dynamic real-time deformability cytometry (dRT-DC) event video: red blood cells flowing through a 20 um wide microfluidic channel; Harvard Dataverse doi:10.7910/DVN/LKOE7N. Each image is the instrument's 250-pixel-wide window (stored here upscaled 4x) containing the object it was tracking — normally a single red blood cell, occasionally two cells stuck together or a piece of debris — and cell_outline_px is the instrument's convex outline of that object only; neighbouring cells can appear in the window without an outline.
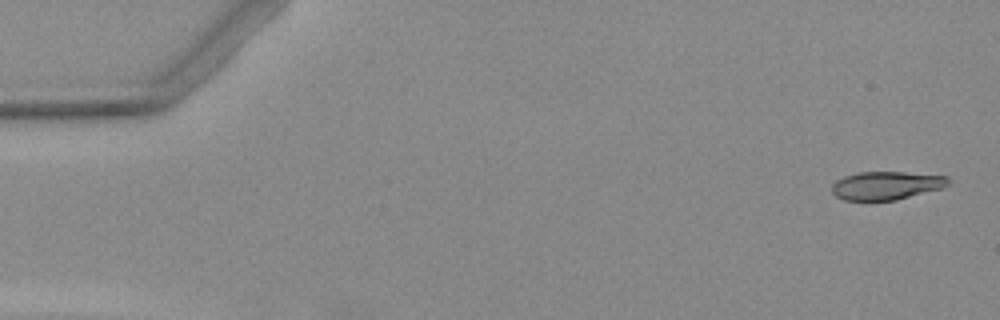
{"species": "Egyptian fruit bat (a non-hibernating species)", "species_latin": "Rousettus aegyptiacus", "temperature_condition": "warm", "stored_images_in_passage": 3, "camera_frame_rate_fps": 3000, "um_per_image_px": 0.085, "animal": {"sex": "female"}, "frame": {"image": 1, "passage_image": 1, "time_ms": 0.0, "image_size_px": [1000, 320], "cell_outline_px": [[948, 184], [944, 188], [896, 200], [844, 200], [836, 196], [832, 192], [832, 184], [836, 180], [844, 176], [860, 172], [904, 172], [948, 176]], "centroid_in_image_um": [75.34, 15.77], "position_along_channel_um": 9.7, "area_um2": 19.19}}